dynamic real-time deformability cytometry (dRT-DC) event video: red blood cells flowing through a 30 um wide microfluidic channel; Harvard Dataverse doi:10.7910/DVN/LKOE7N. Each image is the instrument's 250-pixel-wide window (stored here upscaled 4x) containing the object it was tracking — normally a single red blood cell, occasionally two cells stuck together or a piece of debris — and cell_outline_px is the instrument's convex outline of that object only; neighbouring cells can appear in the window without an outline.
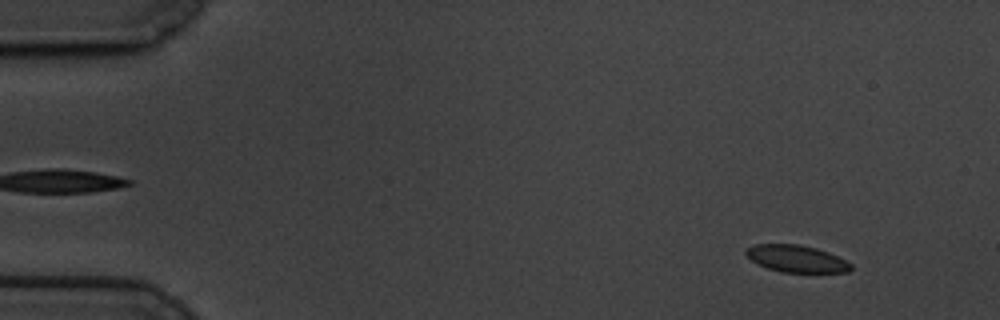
{"species": "common noctule bat (a hibernating species)", "species_latin": "Nyctalus noctula", "temperature_condition": "cold", "stored_images_in_passage": 59, "camera_frame_rate_fps": 3000, "um_per_image_px": 0.085, "animal": {"sex": "male", "body_mass_g": 19.5, "forearm_length_mm": 54.6}, "frame": {"image": 1, "passage_image": 5, "time_ms": 1.333, "image_size_px": [1000, 320], "cell_outline_px": [[852, 268], [848, 272], [780, 272], [756, 264], [744, 252], [748, 248], [756, 244], [800, 244], [816, 248], [828, 252], [852, 264]], "centroid_in_image_um": [67.69, 21.99], "position_along_channel_um": 17.3, "area_um2": 16.42}}
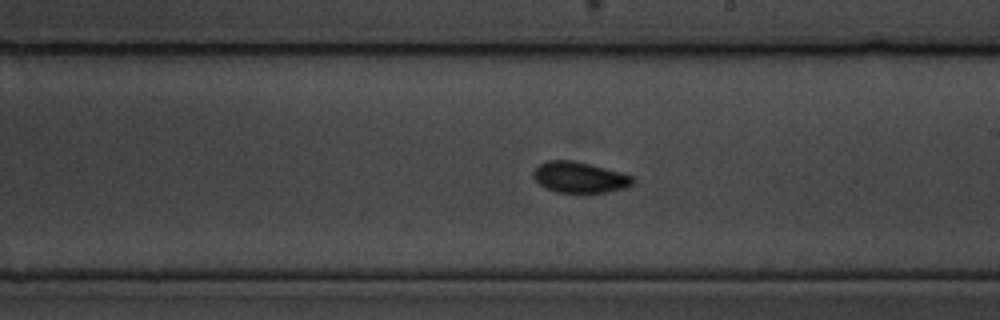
{"frame": {"image": 2, "passage_image": 34, "time_ms": 11.0, "image_size_px": [1000, 320], "cell_outline_px": [[636, 184], [624, 188], [608, 192], [584, 196], [556, 192], [540, 184], [532, 176], [532, 172], [540, 164], [548, 160], [572, 160], [620, 172], [632, 176], [636, 180]], "centroid_in_image_um": [49.3, 15.13], "position_along_channel_um": 239.7, "area_um2": 18.5}}
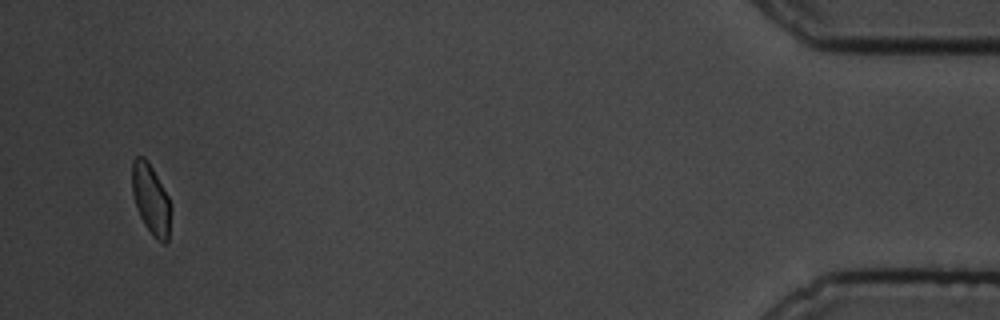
{"frame": {"image": 3, "passage_image": 57, "time_ms": 18.667, "image_size_px": [1000, 320], "cell_outline_px": [[172, 208], [168, 240], [164, 244], [152, 236], [144, 224], [136, 208], [132, 192], [132, 160], [136, 156], [144, 156], [148, 160], [168, 196]], "centroid_in_image_um": [12.83, 16.94], "position_along_channel_um": 422.4, "area_um2": 16.13}, "authors_computed_cell_mechanics": {"area_um2": 17.3978, "velocity_mm_per_s": 3.3675, "shape_relaxation_time_tau1_ms": 2.951, "shape_relaxation_time_tau2_ms": 7.1258, "deformation_change_tau1": 0.0745, "deformation_change_tau2": 0.0564}}